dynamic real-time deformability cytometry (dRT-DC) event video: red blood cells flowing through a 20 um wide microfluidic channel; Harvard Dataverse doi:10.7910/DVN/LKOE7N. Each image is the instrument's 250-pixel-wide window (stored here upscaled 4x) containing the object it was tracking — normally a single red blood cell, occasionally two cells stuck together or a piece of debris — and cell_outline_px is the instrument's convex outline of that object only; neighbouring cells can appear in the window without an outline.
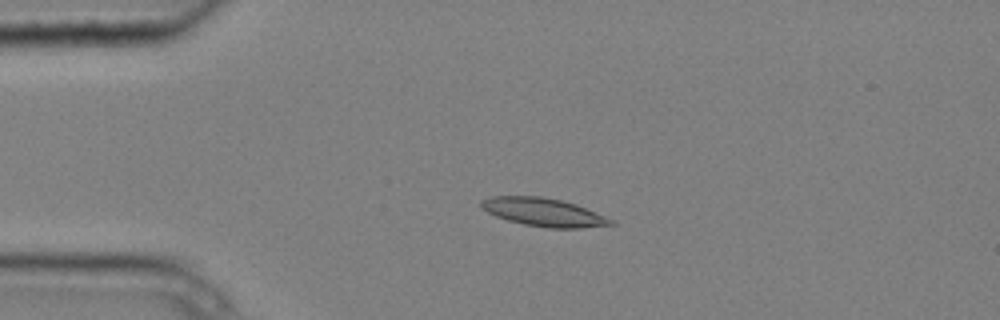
{"species": "common noctule bat (a hibernating species)", "species_latin": "Nyctalus noctula", "temperature_condition": "cold", "stored_images_in_passage": 6, "camera_frame_rate_fps": 3000, "um_per_image_px": 0.085, "animal": {"sex": "male", "body_mass_g": 20.4}, "frame": {"image": 1, "passage_image": 4, "time_ms": 1.0, "image_size_px": [1000, 320], "cell_outline_px": [[616, 224], [580, 228], [548, 228], [524, 224], [508, 220], [496, 216], [488, 212], [480, 204], [480, 200], [492, 196], [540, 196], [560, 200], [576, 204], [604, 216], [612, 220]], "centroid_in_image_um": [46.19, 18.03], "position_along_channel_um": 38.8, "area_um2": 21.04}}
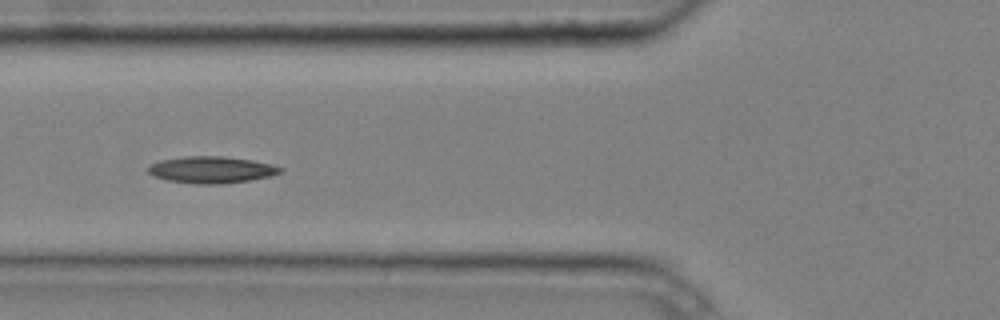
{"frame": {"image": 2, "passage_image": 6, "time_ms": 1.667, "image_size_px": [1000, 320], "cell_outline_px": [[284, 168], [280, 172], [268, 176], [248, 180], [220, 184], [196, 184], [168, 180], [152, 176], [148, 172], [148, 164], [160, 160], [184, 156], [220, 156], [252, 160], [272, 164]], "centroid_in_image_um": [17.92, 14.42], "position_along_channel_um": 107.9, "area_um2": 20.52}}